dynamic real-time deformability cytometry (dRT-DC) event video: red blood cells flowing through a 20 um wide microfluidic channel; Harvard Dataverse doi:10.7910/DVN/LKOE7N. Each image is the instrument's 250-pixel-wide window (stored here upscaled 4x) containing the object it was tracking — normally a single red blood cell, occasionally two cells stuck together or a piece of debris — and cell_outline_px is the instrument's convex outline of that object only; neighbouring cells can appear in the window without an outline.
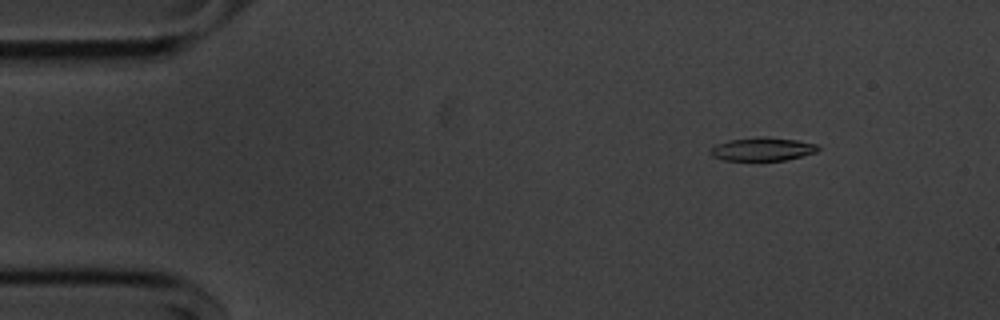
{"species": "common noctule bat (a hibernating species)", "species_latin": "Nyctalus noctula", "temperature_condition": "cold", "stored_images_in_passage": 55, "camera_frame_rate_fps": 3000, "um_per_image_px": 0.085, "animal": {"sex": "male", "body_mass_g": 20.1, "forearm_length_mm": 53.5}, "frame": {"image": 1, "passage_image": 7, "time_ms": 2.0, "image_size_px": [1000, 320], "cell_outline_px": [[820, 148], [816, 152], [788, 160], [724, 160], [712, 156], [712, 148], [716, 144], [728, 140], [796, 140], [816, 144]], "centroid_in_image_um": [64.83, 12.73], "position_along_channel_um": 20.2, "area_um2": 13.53}}
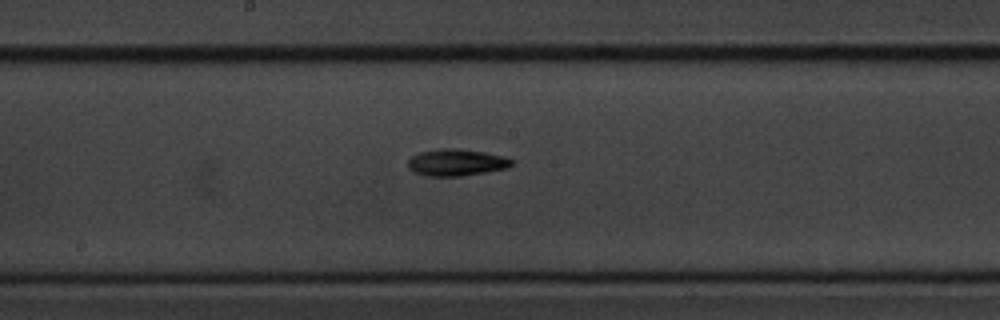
{"frame": {"image": 2, "passage_image": 29, "time_ms": 9.333, "image_size_px": [1000, 320], "cell_outline_px": [[512, 164], [508, 168], [464, 176], [424, 176], [412, 172], [408, 168], [408, 160], [412, 156], [420, 152], [440, 148], [456, 148], [484, 152], [504, 156], [512, 160]], "centroid_in_image_um": [38.76, 13.82], "position_along_channel_um": 209.4, "area_um2": 16.36}}
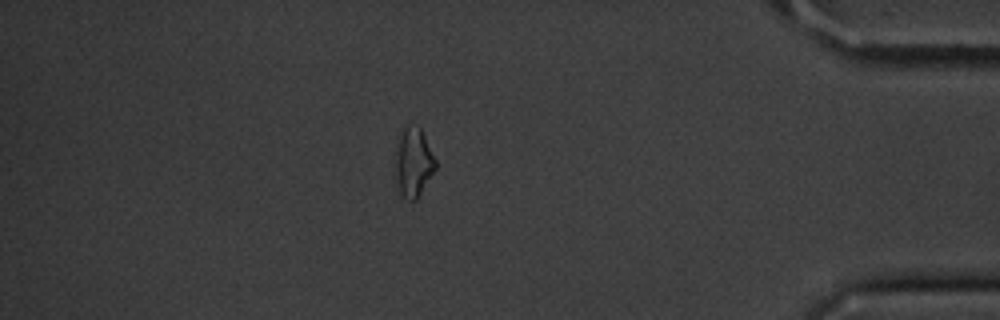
{"frame": {"image": 3, "passage_image": 48, "time_ms": 15.667, "image_size_px": [1000, 320], "cell_outline_px": [[436, 168], [416, 200], [408, 200], [400, 192], [396, 180], [392, 156], [400, 132], [408, 124], [420, 128], [436, 160]], "centroid_in_image_um": [35.08, 13.78], "position_along_channel_um": 400.1, "area_um2": 16.42}, "authors_computed_cell_mechanics": {"area_um2": 15.2592, "velocity_mm_per_s": 3.6293, "shape_relaxation_time_tau1_ms": 3.5441, "shape_relaxation_time_tau2_ms": null, "deformation_change_tau1": 0.1164, "deformation_change_tau2": null}}